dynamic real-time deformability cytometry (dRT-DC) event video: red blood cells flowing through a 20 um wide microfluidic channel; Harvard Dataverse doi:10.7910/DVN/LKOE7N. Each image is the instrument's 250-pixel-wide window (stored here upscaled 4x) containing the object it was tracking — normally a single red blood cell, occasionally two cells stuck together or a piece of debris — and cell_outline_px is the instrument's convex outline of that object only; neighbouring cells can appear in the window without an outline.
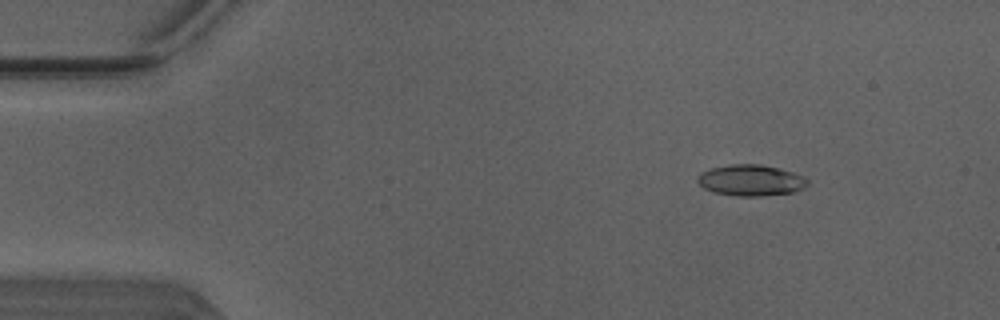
{"species": "Egyptian fruit bat (a non-hibernating species)", "species_latin": "Rousettus aegyptiacus", "temperature_condition": "warm", "stored_images_in_passage": 51, "segment_of_instrument_passage": [1, 2], "camera_frame_rate_fps": 3000, "um_per_image_px": 0.085, "animal": {"sex": "male"}, "frame": {"image": 1, "passage_image": 7, "time_ms": 2.0, "image_size_px": [1000, 320], "cell_outline_px": [[808, 184], [792, 192], [756, 196], [736, 196], [716, 192], [704, 188], [696, 180], [696, 176], [700, 172], [708, 168], [728, 164], [760, 164], [792, 172], [804, 176], [808, 180]], "centroid_in_image_um": [63.75, 15.3], "position_along_channel_um": 21.2, "area_um2": 19.83}}
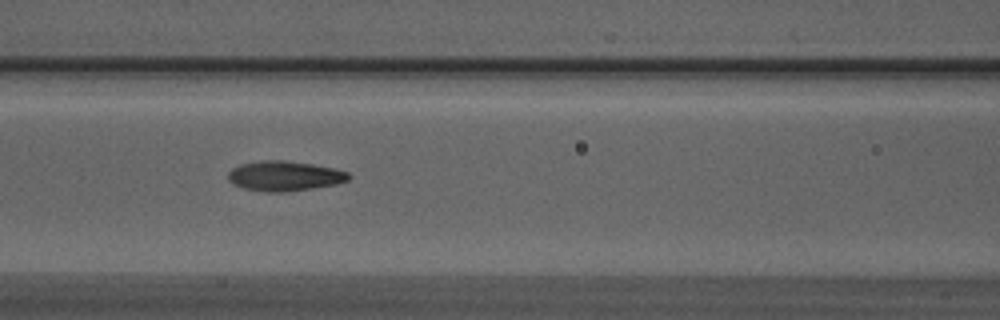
{"frame": {"image": 2, "passage_image": 22, "time_ms": 7.0, "image_size_px": [1000, 320], "cell_outline_px": [[352, 176], [348, 180], [336, 184], [312, 188], [284, 192], [264, 192], [244, 188], [232, 184], [228, 180], [228, 172], [232, 168], [240, 164], [260, 160], [284, 160], [312, 164], [336, 168], [348, 172]], "centroid_in_image_um": [24.18, 14.95], "position_along_channel_um": 142.4, "area_um2": 21.21}}
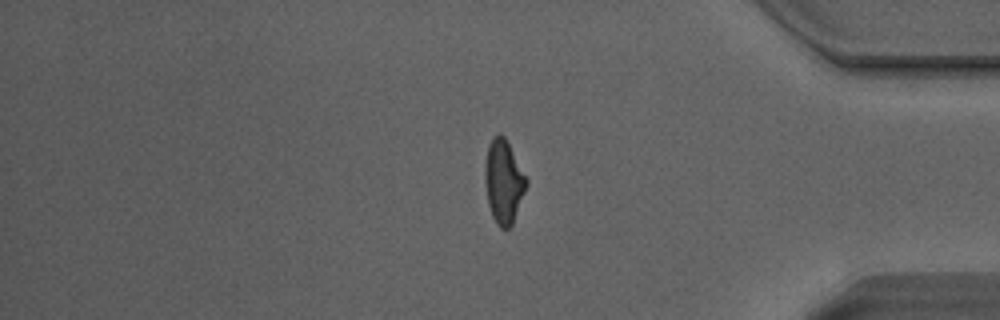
{"frame": {"image": 3, "passage_image": 42, "time_ms": 13.667, "image_size_px": [1000, 320], "cell_outline_px": [[528, 184], [512, 224], [508, 228], [500, 228], [496, 224], [492, 216], [488, 204], [484, 176], [484, 168], [488, 144], [492, 136], [500, 132], [504, 136], [528, 180]], "centroid_in_image_um": [42.79, 15.42], "position_along_channel_um": 392.4, "area_um2": 20.17}}